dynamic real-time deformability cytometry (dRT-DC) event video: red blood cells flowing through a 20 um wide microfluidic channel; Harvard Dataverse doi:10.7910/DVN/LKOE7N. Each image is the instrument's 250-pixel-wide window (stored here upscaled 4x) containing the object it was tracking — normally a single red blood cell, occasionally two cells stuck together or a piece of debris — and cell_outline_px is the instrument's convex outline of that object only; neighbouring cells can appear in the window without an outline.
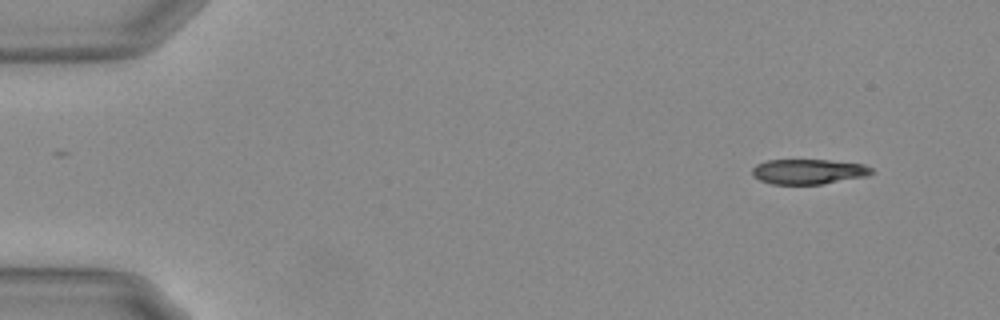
{"species": "Egyptian fruit bat (a non-hibernating species)", "species_latin": "Rousettus aegyptiacus", "temperature_condition": "warm", "stored_images_in_passage": 51, "camera_frame_rate_fps": 3000, "um_per_image_px": 0.085, "animal": {"sex": "female"}, "frame": {"image": 1, "passage_image": 1, "time_ms": 0.0, "image_size_px": [1000, 320], "cell_outline_px": [[872, 172], [868, 176], [820, 184], [772, 184], [760, 180], [752, 176], [752, 168], [756, 164], [768, 160], [828, 160], [864, 164], [872, 168]], "centroid_in_image_um": [68.7, 14.58], "position_along_channel_um": 16.3, "area_um2": 17.4}}
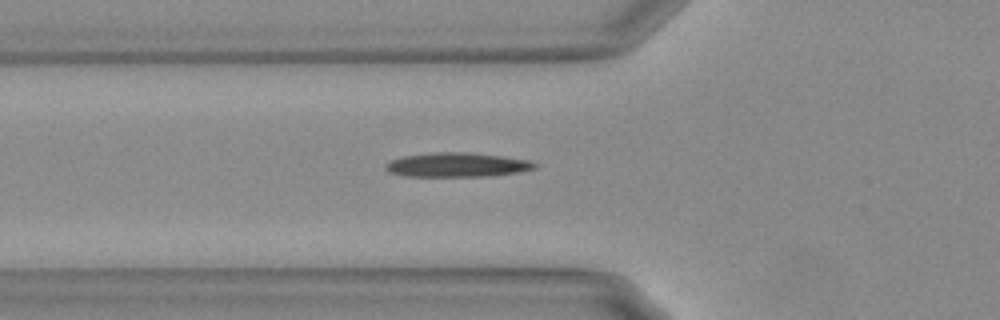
{"frame": {"image": 2, "passage_image": 16, "time_ms": 5.0, "image_size_px": [1000, 320], "cell_outline_px": [[536, 168], [516, 172], [488, 176], [404, 176], [388, 172], [384, 168], [384, 164], [392, 160], [404, 156], [436, 152], [468, 152], [532, 160], [536, 164]], "centroid_in_image_um": [38.82, 14.01], "position_along_channel_um": 87.0, "area_um2": 20.98}}
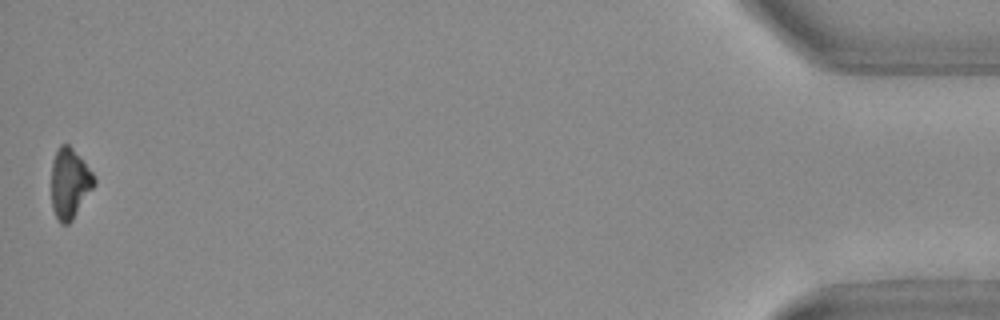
{"frame": {"image": 3, "passage_image": 51, "time_ms": 16.667, "image_size_px": [1000, 320], "cell_outline_px": [[96, 184], [72, 220], [68, 224], [60, 224], [52, 208], [52, 160], [60, 144], [68, 144], [84, 160], [92, 172], [96, 180]], "centroid_in_image_um": [5.93, 15.58], "position_along_channel_um": 429.3, "area_um2": 17.51}, "authors_computed_cell_mechanics": {"area_um2": 19.4208, "velocity_mm_per_s": 3.7225, "shape_relaxation_time_tau1_ms": 5.1571, "shape_relaxation_time_tau2_ms": null, "deformation_change_tau1": 0.1457, "deformation_change_tau2": null}}